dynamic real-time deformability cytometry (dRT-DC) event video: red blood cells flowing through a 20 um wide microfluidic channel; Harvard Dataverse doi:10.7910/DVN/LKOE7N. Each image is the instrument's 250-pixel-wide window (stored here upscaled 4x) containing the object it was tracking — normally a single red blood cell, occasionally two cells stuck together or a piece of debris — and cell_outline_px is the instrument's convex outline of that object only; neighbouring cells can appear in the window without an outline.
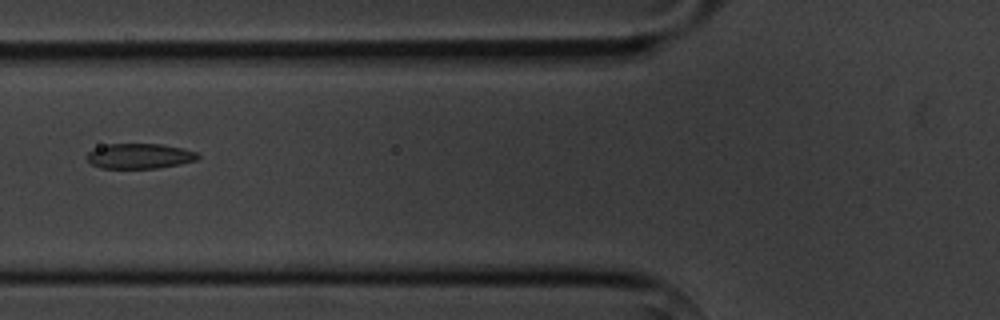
{"species": "common noctule bat (a hibernating species)", "species_latin": "Nyctalus noctula", "temperature_condition": "cold", "stored_images_in_passage": 10, "camera_frame_rate_fps": 3000, "um_per_image_px": 0.085, "animal": {"sex": "male", "body_mass_g": 20.1, "forearm_length_mm": 53.5}, "frame": {"image": 1, "passage_image": 6, "time_ms": 6.0, "image_size_px": [1000, 320], "cell_outline_px": [[200, 156], [196, 160], [180, 164], [156, 168], [100, 168], [92, 164], [88, 160], [88, 152], [96, 148], [108, 144], [160, 144], [184, 148], [196, 152]], "centroid_in_image_um": [11.89, 13.26], "position_along_channel_um": 113.9, "area_um2": 16.13}}
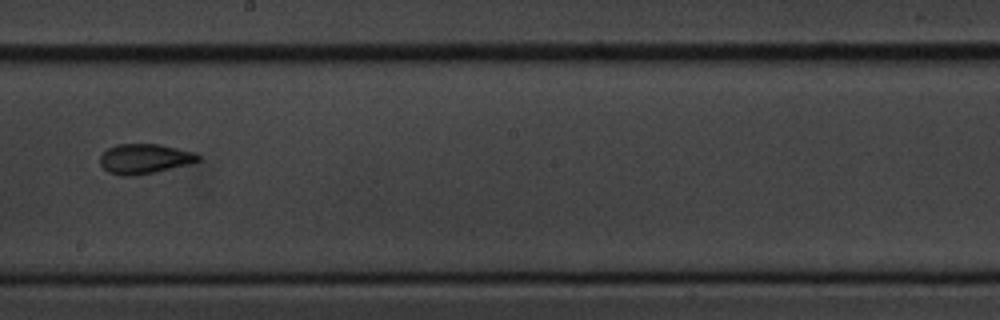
{"frame": {"image": 2, "passage_image": 9, "time_ms": 9.333, "image_size_px": [1000, 320], "cell_outline_px": [[200, 160], [188, 164], [136, 176], [120, 176], [108, 172], [100, 164], [100, 156], [108, 148], [116, 144], [160, 144], [196, 152], [200, 156]], "centroid_in_image_um": [12.28, 13.49], "position_along_channel_um": 235.9, "area_um2": 17.11}}
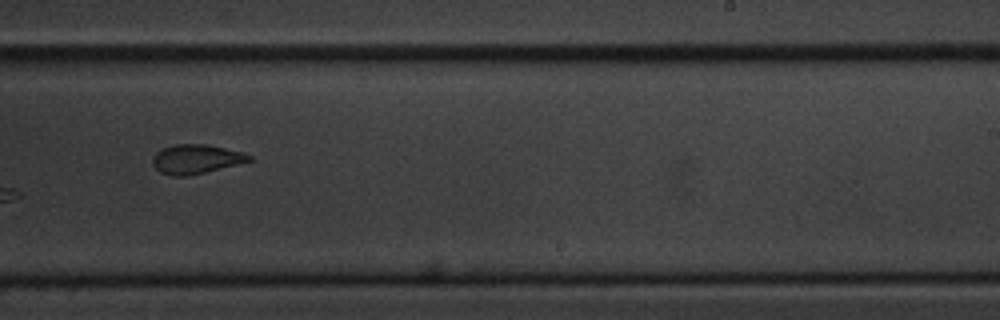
{"frame": {"image": 3, "passage_image": 10, "time_ms": 10.333, "image_size_px": [1000, 320], "cell_outline_px": [[252, 160], [204, 172], [184, 176], [172, 176], [160, 172], [152, 164], [152, 160], [156, 152], [164, 148], [176, 144], [208, 144], [240, 152], [252, 156]], "centroid_in_image_um": [16.62, 13.52], "position_along_channel_um": 272.4, "area_um2": 16.07}}